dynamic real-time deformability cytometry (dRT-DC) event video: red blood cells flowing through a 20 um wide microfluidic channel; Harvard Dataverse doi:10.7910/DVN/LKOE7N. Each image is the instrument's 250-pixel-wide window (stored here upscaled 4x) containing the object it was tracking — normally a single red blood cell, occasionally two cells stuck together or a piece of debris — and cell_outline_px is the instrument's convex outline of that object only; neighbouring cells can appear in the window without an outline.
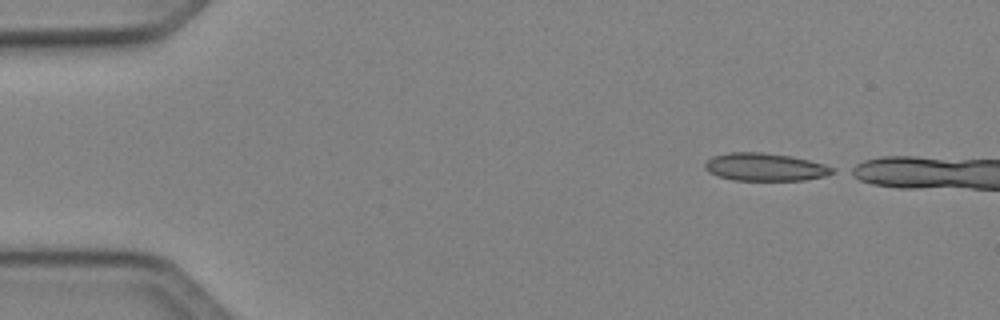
{"species": "Egyptian fruit bat (a non-hibernating species)", "species_latin": "Rousettus aegyptiacus", "temperature_condition": "cold", "stored_images_in_passage": 5, "camera_frame_rate_fps": 3000, "um_per_image_px": 0.085, "animal": {"sex": "female"}, "frame": {"image": 1, "passage_image": 1, "time_ms": 0.0, "image_size_px": [1000, 320], "cell_outline_px": [[836, 172], [824, 176], [804, 180], [732, 180], [716, 176], [704, 164], [712, 156], [728, 152], [764, 152], [792, 156], [824, 164], [836, 168]], "centroid_in_image_um": [65.07, 14.19], "position_along_channel_um": 19.9, "area_um2": 20.63}}